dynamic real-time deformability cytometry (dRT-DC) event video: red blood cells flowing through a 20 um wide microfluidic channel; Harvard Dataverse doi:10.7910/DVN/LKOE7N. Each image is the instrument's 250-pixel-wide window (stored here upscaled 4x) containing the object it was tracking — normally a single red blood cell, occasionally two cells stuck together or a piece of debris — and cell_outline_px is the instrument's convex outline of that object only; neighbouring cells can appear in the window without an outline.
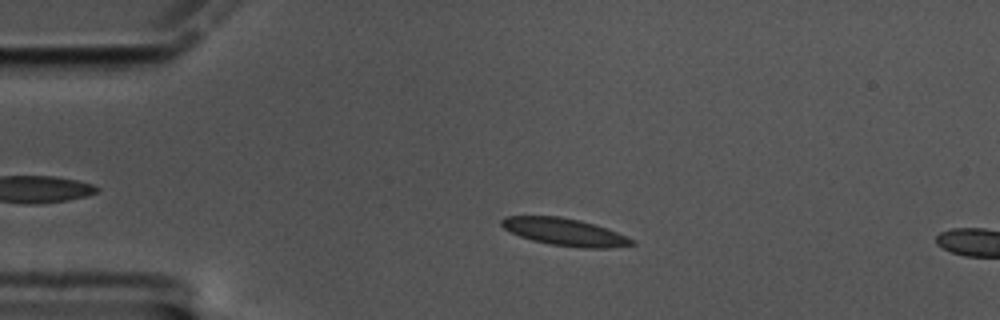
{"species": "common noctule bat (a hibernating species)", "species_latin": "Nyctalus noctula", "temperature_condition": "cold", "stored_images_in_passage": 16, "camera_frame_rate_fps": 3000, "um_per_image_px": 0.085, "animal": {"sex": "male", "body_mass_g": 17.5, "forearm_length_mm": 52.3}, "frame": {"image": 1, "passage_image": 12, "time_ms": 3.667, "image_size_px": [1000, 320], "cell_outline_px": [[636, 244], [612, 248], [580, 248], [552, 244], [532, 240], [520, 236], [504, 228], [500, 224], [500, 220], [504, 216], [560, 216], [580, 220], [616, 232], [636, 240]], "centroid_in_image_um": [48.01, 19.72], "position_along_channel_um": 37.0, "area_um2": 20.63}}